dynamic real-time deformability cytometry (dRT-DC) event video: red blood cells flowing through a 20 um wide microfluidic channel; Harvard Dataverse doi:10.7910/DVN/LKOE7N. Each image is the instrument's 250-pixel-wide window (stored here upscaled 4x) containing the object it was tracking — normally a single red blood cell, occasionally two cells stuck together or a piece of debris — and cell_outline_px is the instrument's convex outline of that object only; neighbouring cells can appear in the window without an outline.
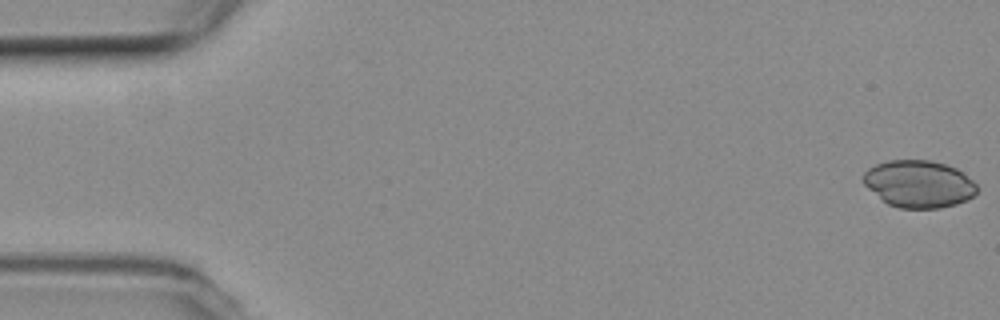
{"species": "common noctule bat (a hibernating species)", "species_latin": "Nyctalus noctula", "temperature_condition": "room temperature", "stored_images_in_passage": 54, "camera_frame_rate_fps": 3000, "um_per_image_px": 0.085, "animal": {"sex": "female", "body_mass_g": 19.3, "forearm_length_mm": 54.1}, "frame": {"image": 1, "passage_image": 1, "time_ms": 0.0, "image_size_px": [1000, 320], "cell_outline_px": [[976, 192], [968, 200], [956, 204], [940, 208], [900, 208], [888, 204], [868, 188], [864, 184], [864, 172], [868, 168], [876, 164], [888, 160], [928, 160], [944, 164], [956, 168], [964, 172], [976, 184]], "centroid_in_image_um": [78.11, 15.63], "position_along_channel_um": 6.9, "area_um2": 31.15}}